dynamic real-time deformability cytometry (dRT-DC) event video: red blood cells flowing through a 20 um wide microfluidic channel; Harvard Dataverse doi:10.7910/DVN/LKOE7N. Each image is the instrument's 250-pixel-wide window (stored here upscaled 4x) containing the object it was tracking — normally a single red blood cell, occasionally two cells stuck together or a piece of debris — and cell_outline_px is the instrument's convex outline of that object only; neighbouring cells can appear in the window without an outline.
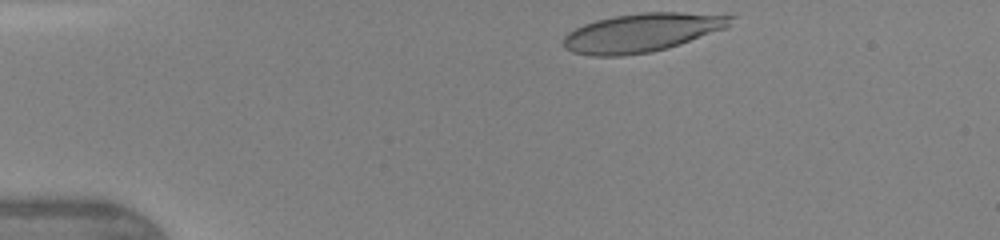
{"species": "human", "species_latin": "Homo sapiens", "temperature_condition": "warm", "stored_images_in_passage": 38, "camera_frame_rate_fps": 3000, "um_per_image_px": 0.085, "donor": {"sex": "female"}, "frame": {"image": 1, "passage_image": 1, "time_ms": 0.0, "image_size_px": [1000, 240], "cell_outline_px": [[736, 16], [732, 24], [728, 28], [668, 48], [652, 52], [620, 56], [592, 56], [572, 52], [564, 48], [564, 36], [568, 32], [584, 24], [596, 20], [616, 16], [640, 12], [680, 12]], "centroid_in_image_um": [54.59, 2.77], "position_along_channel_um": 30.4, "area_um2": 37.8}}
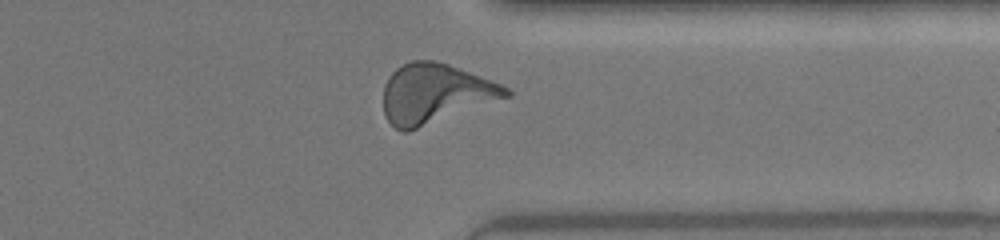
{"frame": {"image": 2, "passage_image": 29, "time_ms": 9.333, "image_size_px": [1000, 240], "cell_outline_px": [[512, 96], [408, 132], [400, 132], [388, 120], [384, 112], [384, 84], [392, 72], [396, 68], [412, 60], [436, 60], [448, 64], [500, 84], [508, 88], [512, 92]], "centroid_in_image_um": [36.99, 7.97], "position_along_channel_um": 374.4, "area_um2": 42.48}}
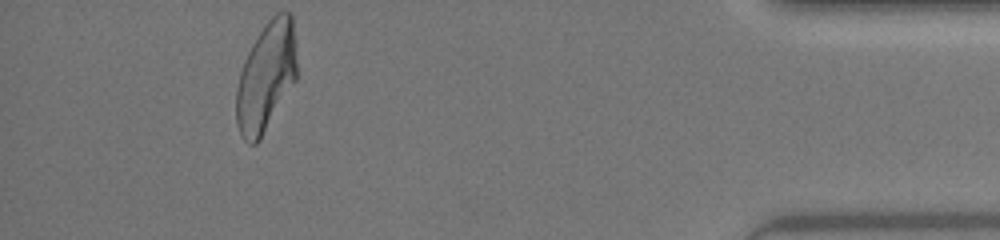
{"frame": {"image": 3, "passage_image": 35, "time_ms": 11.333, "image_size_px": [1000, 240], "cell_outline_px": [[296, 80], [260, 140], [256, 144], [248, 144], [244, 140], [236, 124], [236, 88], [240, 72], [244, 60], [252, 44], [264, 24], [276, 12], [288, 12], [292, 16], [296, 60]], "centroid_in_image_um": [22.6, 6.55], "position_along_channel_um": 412.6, "area_um2": 38.49}, "authors_computed_cell_mechanics": {"area_um2": 39.304, "velocity_mm_per_s": 4.3974, "shape_relaxation_time_tau1_ms": 5.8219, "shape_relaxation_time_tau2_ms": 1.1467, "deformation_change_tau1": 0.2615, "deformation_change_tau2": 0.1209}}